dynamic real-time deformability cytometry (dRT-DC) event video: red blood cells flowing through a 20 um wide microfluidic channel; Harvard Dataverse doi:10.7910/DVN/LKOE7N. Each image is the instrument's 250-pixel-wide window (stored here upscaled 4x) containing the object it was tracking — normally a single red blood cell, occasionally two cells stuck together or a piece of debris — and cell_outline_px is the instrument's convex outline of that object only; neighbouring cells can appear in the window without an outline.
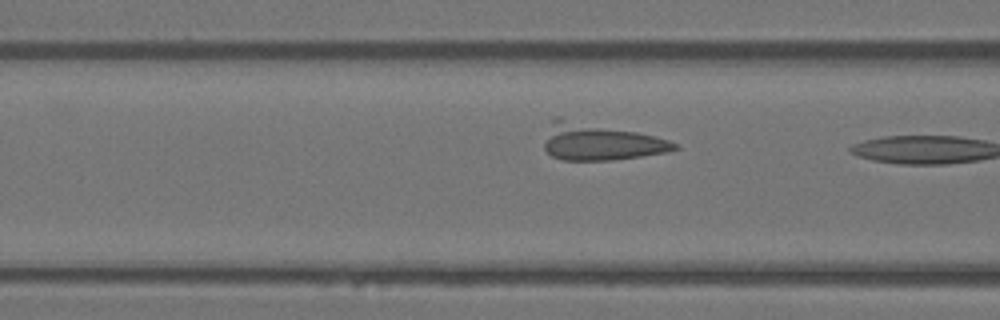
{"species": "Egyptian fruit bat (a non-hibernating species)", "species_latin": "Rousettus aegyptiacus", "temperature_condition": "warm", "stored_images_in_passage": 5, "camera_frame_rate_fps": 3000, "um_per_image_px": 0.085, "animal": {"sex": "female"}, "frame": {"image": 1, "passage_image": 4, "time_ms": 1.0, "image_size_px": [1000, 320], "cell_outline_px": [[680, 148], [668, 152], [612, 160], [564, 160], [552, 156], [544, 148], [544, 144], [552, 116], [564, 116], [636, 132], [668, 140], [680, 144]], "centroid_in_image_um": [50.96, 12.02], "position_along_channel_um": 115.6, "area_um2": 28.26}}